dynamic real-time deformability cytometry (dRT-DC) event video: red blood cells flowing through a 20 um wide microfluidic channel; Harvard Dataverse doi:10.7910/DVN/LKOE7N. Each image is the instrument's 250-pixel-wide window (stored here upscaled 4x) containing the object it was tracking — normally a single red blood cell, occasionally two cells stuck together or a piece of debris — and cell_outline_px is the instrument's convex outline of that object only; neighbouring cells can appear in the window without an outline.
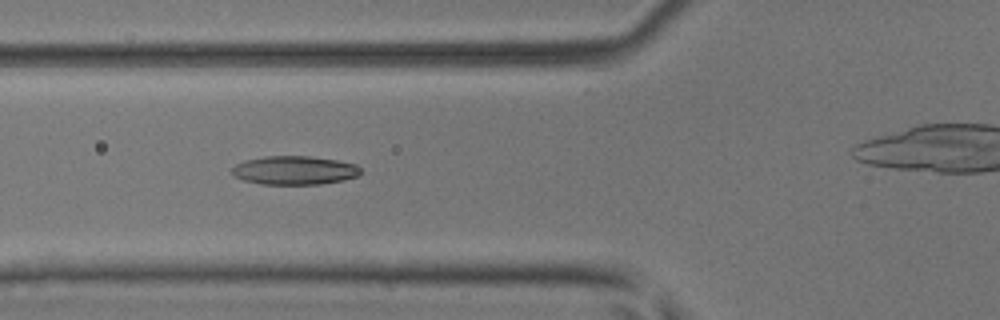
{"species": "common noctule bat (a hibernating species)", "species_latin": "Nyctalus noctula", "temperature_condition": "room temperature", "stored_images_in_passage": 7, "camera_frame_rate_fps": 3000, "um_per_image_px": 0.085, "animal": {"sex": "male", "body_mass_g": 17.9, "forearm_length_mm": 54.2}, "frame": {"image": 1, "passage_image": 5, "time_ms": 1.333, "image_size_px": [1000, 320], "cell_outline_px": [[360, 176], [344, 180], [320, 184], [260, 184], [244, 180], [236, 176], [232, 172], [232, 168], [236, 164], [244, 160], [264, 156], [308, 156], [336, 160], [356, 164], [360, 168]], "centroid_in_image_um": [25.05, 14.47], "position_along_channel_um": 100.8, "area_um2": 21.5}}
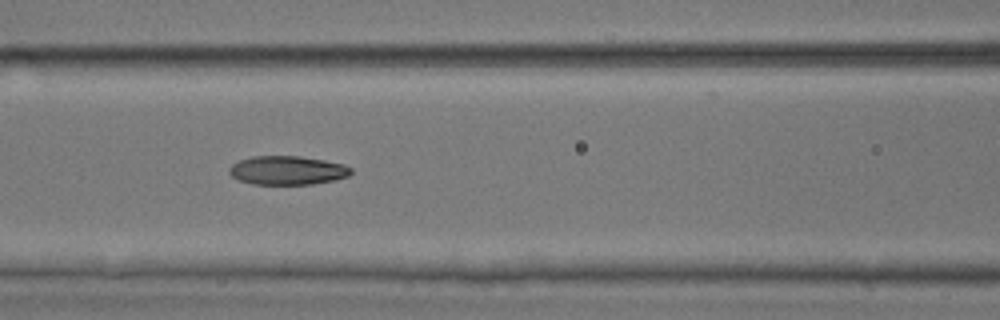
{"frame": {"image": 2, "passage_image": 6, "time_ms": 1.667, "image_size_px": [1000, 320], "cell_outline_px": [[352, 172], [348, 176], [332, 180], [312, 184], [252, 184], [240, 180], [232, 176], [228, 172], [228, 168], [232, 164], [240, 160], [252, 156], [300, 156], [324, 160], [344, 164], [352, 168]], "centroid_in_image_um": [24.42, 14.47], "position_along_channel_um": 142.2, "area_um2": 20.4}}